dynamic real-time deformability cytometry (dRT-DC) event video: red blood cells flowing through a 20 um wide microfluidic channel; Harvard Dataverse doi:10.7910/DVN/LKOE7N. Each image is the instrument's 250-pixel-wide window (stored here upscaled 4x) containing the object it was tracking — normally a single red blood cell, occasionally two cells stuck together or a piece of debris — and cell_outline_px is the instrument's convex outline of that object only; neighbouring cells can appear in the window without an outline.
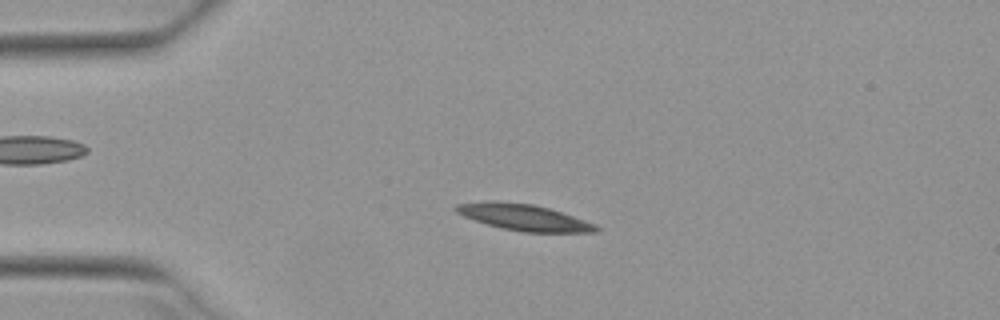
{"species": "Egyptian fruit bat (a non-hibernating species)", "species_latin": "Rousettus aegyptiacus", "temperature_condition": "warm", "stored_images_in_passage": 53, "camera_frame_rate_fps": 3000, "um_per_image_px": 0.085, "animal": {"sex": "female"}, "frame": {"image": 1, "passage_image": 12, "time_ms": 3.667, "image_size_px": [1000, 320], "cell_outline_px": [[600, 228], [596, 232], [524, 232], [500, 228], [464, 216], [456, 212], [452, 208], [456, 204], [488, 200], [496, 200], [532, 204], [548, 208], [596, 224]], "centroid_in_image_um": [44.48, 18.46], "position_along_channel_um": 40.5, "area_um2": 21.39}}
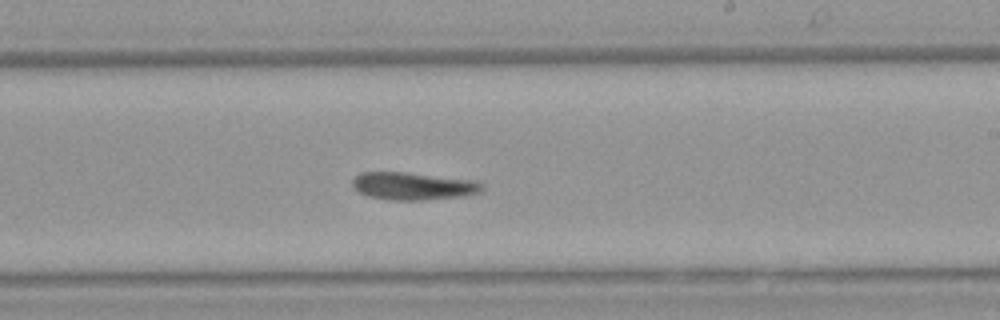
{"frame": {"image": 2, "passage_image": 31, "time_ms": 10.0, "image_size_px": [1000, 320], "cell_outline_px": [[484, 188], [480, 192], [464, 196], [424, 200], [388, 200], [368, 196], [360, 192], [352, 184], [352, 180], [360, 172], [404, 172], [480, 180], [484, 184]], "centroid_in_image_um": [35.19, 15.81], "position_along_channel_um": 253.8, "area_um2": 21.1}}
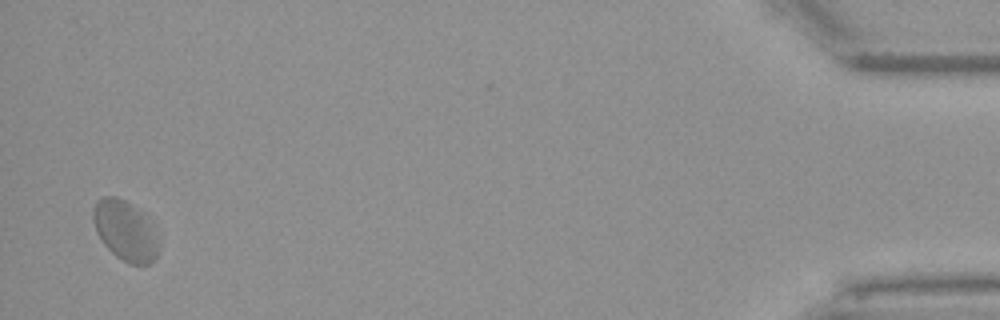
{"frame": {"image": 3, "passage_image": 51, "time_ms": 16.667, "image_size_px": [1000, 320], "cell_outline_px": [[160, 248], [156, 256], [148, 264], [128, 264], [116, 256], [104, 244], [96, 232], [92, 216], [92, 212], [96, 200], [104, 196], [116, 196], [140, 208], [144, 212], [160, 240]], "centroid_in_image_um": [10.66, 19.58], "position_along_channel_um": 424.5, "area_um2": 23.29}}